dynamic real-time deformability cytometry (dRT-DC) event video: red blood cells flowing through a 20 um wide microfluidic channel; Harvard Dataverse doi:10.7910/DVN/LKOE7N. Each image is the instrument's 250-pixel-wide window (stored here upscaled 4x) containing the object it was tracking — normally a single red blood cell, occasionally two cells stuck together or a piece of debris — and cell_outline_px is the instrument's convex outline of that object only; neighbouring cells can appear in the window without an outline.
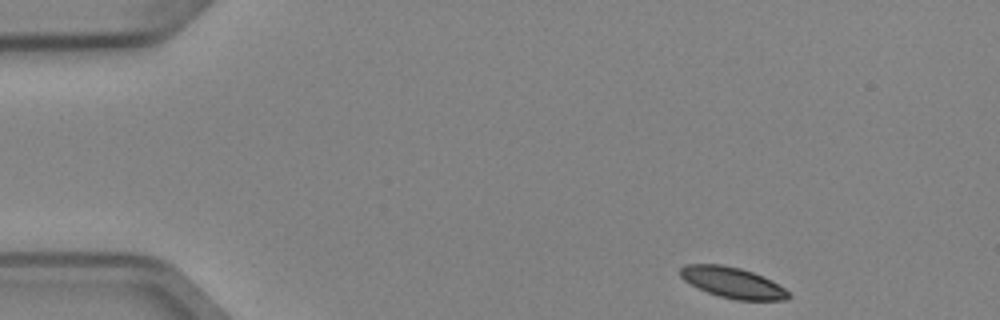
{"species": "Egyptian fruit bat (a non-hibernating species)", "species_latin": "Rousettus aegyptiacus", "temperature_condition": "cold", "stored_images_in_passage": 47, "camera_frame_rate_fps": 3000, "um_per_image_px": 0.085, "animal": {"sex": "female"}, "frame": {"image": 1, "passage_image": 1, "time_ms": 0.0, "image_size_px": [1000, 320], "cell_outline_px": [[792, 296], [788, 300], [736, 300], [720, 296], [708, 292], [684, 280], [680, 276], [680, 268], [684, 264], [720, 264], [740, 268], [764, 276], [784, 288]], "centroid_in_image_um": [62.29, 24.02], "position_along_channel_um": 22.7, "area_um2": 19.31}}
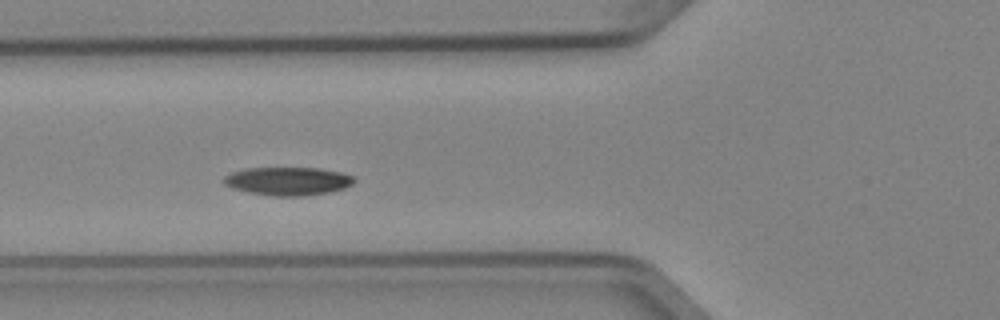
{"frame": {"image": 2, "passage_image": 14, "time_ms": 4.333, "image_size_px": [1000, 320], "cell_outline_px": [[356, 180], [352, 184], [344, 188], [328, 192], [304, 196], [272, 196], [248, 192], [232, 188], [224, 184], [224, 176], [232, 172], [244, 168], [316, 168], [340, 172], [352, 176]], "centroid_in_image_um": [24.45, 15.4], "position_along_channel_um": 101.4, "area_um2": 21.39}}
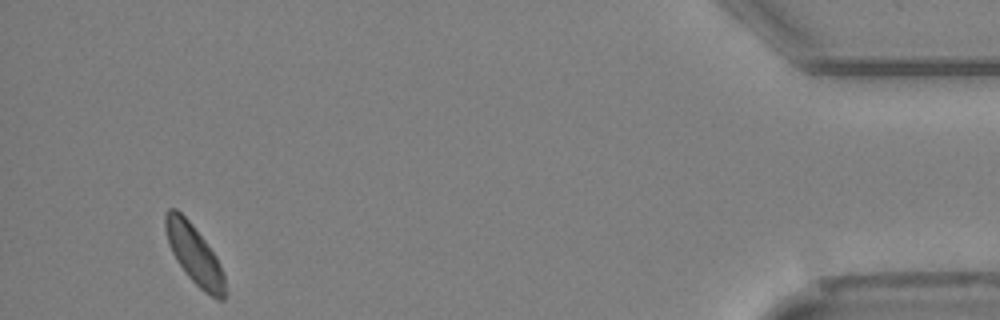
{"frame": {"image": 3, "passage_image": 44, "time_ms": 14.333, "image_size_px": [1000, 320], "cell_outline_px": [[224, 300], [216, 300], [204, 292], [188, 276], [176, 260], [172, 252], [164, 228], [164, 216], [168, 208], [176, 208], [192, 224], [216, 256], [224, 272]], "centroid_in_image_um": [16.51, 21.63], "position_along_channel_um": 418.7, "area_um2": 20.35}, "authors_computed_cell_mechanics": {"area_um2": 20.4612, "velocity_mm_per_s": 3.8764, "shape_relaxation_time_tau1_ms": 1.3712, "shape_relaxation_time_tau2_ms": null, "deformation_change_tau1": 0.0935, "deformation_change_tau2": null}}